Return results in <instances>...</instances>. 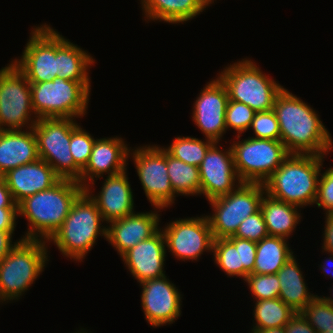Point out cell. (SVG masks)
<instances>
[{
    "instance_id": "obj_37",
    "label": "cell",
    "mask_w": 333,
    "mask_h": 333,
    "mask_svg": "<svg viewBox=\"0 0 333 333\" xmlns=\"http://www.w3.org/2000/svg\"><path fill=\"white\" fill-rule=\"evenodd\" d=\"M251 128L255 134L253 138L280 140L279 123L273 109L256 112Z\"/></svg>"
},
{
    "instance_id": "obj_17",
    "label": "cell",
    "mask_w": 333,
    "mask_h": 333,
    "mask_svg": "<svg viewBox=\"0 0 333 333\" xmlns=\"http://www.w3.org/2000/svg\"><path fill=\"white\" fill-rule=\"evenodd\" d=\"M228 101L226 87L218 77L201 89L193 104L191 117L205 138L219 143L226 133L225 115Z\"/></svg>"
},
{
    "instance_id": "obj_22",
    "label": "cell",
    "mask_w": 333,
    "mask_h": 333,
    "mask_svg": "<svg viewBox=\"0 0 333 333\" xmlns=\"http://www.w3.org/2000/svg\"><path fill=\"white\" fill-rule=\"evenodd\" d=\"M2 177L17 205L26 197L51 188L61 179L53 168L40 158L9 170Z\"/></svg>"
},
{
    "instance_id": "obj_32",
    "label": "cell",
    "mask_w": 333,
    "mask_h": 333,
    "mask_svg": "<svg viewBox=\"0 0 333 333\" xmlns=\"http://www.w3.org/2000/svg\"><path fill=\"white\" fill-rule=\"evenodd\" d=\"M214 262L228 277H240L239 238H218L213 241Z\"/></svg>"
},
{
    "instance_id": "obj_30",
    "label": "cell",
    "mask_w": 333,
    "mask_h": 333,
    "mask_svg": "<svg viewBox=\"0 0 333 333\" xmlns=\"http://www.w3.org/2000/svg\"><path fill=\"white\" fill-rule=\"evenodd\" d=\"M253 317L256 320L252 330L284 327L297 313L279 297L255 301Z\"/></svg>"
},
{
    "instance_id": "obj_7",
    "label": "cell",
    "mask_w": 333,
    "mask_h": 333,
    "mask_svg": "<svg viewBox=\"0 0 333 333\" xmlns=\"http://www.w3.org/2000/svg\"><path fill=\"white\" fill-rule=\"evenodd\" d=\"M30 87L35 119H75L87 112L91 90L81 82L56 77L48 82L30 83Z\"/></svg>"
},
{
    "instance_id": "obj_26",
    "label": "cell",
    "mask_w": 333,
    "mask_h": 333,
    "mask_svg": "<svg viewBox=\"0 0 333 333\" xmlns=\"http://www.w3.org/2000/svg\"><path fill=\"white\" fill-rule=\"evenodd\" d=\"M298 208L300 207L274 199L265 193L261 200L260 210L269 236L289 239L302 218Z\"/></svg>"
},
{
    "instance_id": "obj_43",
    "label": "cell",
    "mask_w": 333,
    "mask_h": 333,
    "mask_svg": "<svg viewBox=\"0 0 333 333\" xmlns=\"http://www.w3.org/2000/svg\"><path fill=\"white\" fill-rule=\"evenodd\" d=\"M325 227L322 249L333 254V214H325Z\"/></svg>"
},
{
    "instance_id": "obj_27",
    "label": "cell",
    "mask_w": 333,
    "mask_h": 333,
    "mask_svg": "<svg viewBox=\"0 0 333 333\" xmlns=\"http://www.w3.org/2000/svg\"><path fill=\"white\" fill-rule=\"evenodd\" d=\"M294 255L276 273L280 282L279 298L297 313L316 295L310 293Z\"/></svg>"
},
{
    "instance_id": "obj_4",
    "label": "cell",
    "mask_w": 333,
    "mask_h": 333,
    "mask_svg": "<svg viewBox=\"0 0 333 333\" xmlns=\"http://www.w3.org/2000/svg\"><path fill=\"white\" fill-rule=\"evenodd\" d=\"M101 222L104 220L96 202L84 190L47 243L53 242L65 257L80 262L92 249L99 234L107 239V226H101Z\"/></svg>"
},
{
    "instance_id": "obj_18",
    "label": "cell",
    "mask_w": 333,
    "mask_h": 333,
    "mask_svg": "<svg viewBox=\"0 0 333 333\" xmlns=\"http://www.w3.org/2000/svg\"><path fill=\"white\" fill-rule=\"evenodd\" d=\"M130 148L121 137L96 139L87 165L78 180L80 185L84 189L91 188L90 185L95 184V177L98 179L106 173L110 176L127 170Z\"/></svg>"
},
{
    "instance_id": "obj_36",
    "label": "cell",
    "mask_w": 333,
    "mask_h": 333,
    "mask_svg": "<svg viewBox=\"0 0 333 333\" xmlns=\"http://www.w3.org/2000/svg\"><path fill=\"white\" fill-rule=\"evenodd\" d=\"M244 281L255 300L275 299L279 297L280 282L277 274H249Z\"/></svg>"
},
{
    "instance_id": "obj_12",
    "label": "cell",
    "mask_w": 333,
    "mask_h": 333,
    "mask_svg": "<svg viewBox=\"0 0 333 333\" xmlns=\"http://www.w3.org/2000/svg\"><path fill=\"white\" fill-rule=\"evenodd\" d=\"M130 156L151 205L161 209L172 206L177 195L170 184L164 147L146 145L134 148L129 152Z\"/></svg>"
},
{
    "instance_id": "obj_14",
    "label": "cell",
    "mask_w": 333,
    "mask_h": 333,
    "mask_svg": "<svg viewBox=\"0 0 333 333\" xmlns=\"http://www.w3.org/2000/svg\"><path fill=\"white\" fill-rule=\"evenodd\" d=\"M166 247L178 260H198L203 252H212L213 235L207 215L174 220L161 229Z\"/></svg>"
},
{
    "instance_id": "obj_46",
    "label": "cell",
    "mask_w": 333,
    "mask_h": 333,
    "mask_svg": "<svg viewBox=\"0 0 333 333\" xmlns=\"http://www.w3.org/2000/svg\"><path fill=\"white\" fill-rule=\"evenodd\" d=\"M251 333H286L284 327H274L271 329L251 330Z\"/></svg>"
},
{
    "instance_id": "obj_34",
    "label": "cell",
    "mask_w": 333,
    "mask_h": 333,
    "mask_svg": "<svg viewBox=\"0 0 333 333\" xmlns=\"http://www.w3.org/2000/svg\"><path fill=\"white\" fill-rule=\"evenodd\" d=\"M300 313L317 333L333 332V306L322 296L316 295Z\"/></svg>"
},
{
    "instance_id": "obj_45",
    "label": "cell",
    "mask_w": 333,
    "mask_h": 333,
    "mask_svg": "<svg viewBox=\"0 0 333 333\" xmlns=\"http://www.w3.org/2000/svg\"><path fill=\"white\" fill-rule=\"evenodd\" d=\"M0 208H18L3 177H0Z\"/></svg>"
},
{
    "instance_id": "obj_50",
    "label": "cell",
    "mask_w": 333,
    "mask_h": 333,
    "mask_svg": "<svg viewBox=\"0 0 333 333\" xmlns=\"http://www.w3.org/2000/svg\"><path fill=\"white\" fill-rule=\"evenodd\" d=\"M82 331V332H81ZM76 333H87L84 329H81L80 331L76 332Z\"/></svg>"
},
{
    "instance_id": "obj_35",
    "label": "cell",
    "mask_w": 333,
    "mask_h": 333,
    "mask_svg": "<svg viewBox=\"0 0 333 333\" xmlns=\"http://www.w3.org/2000/svg\"><path fill=\"white\" fill-rule=\"evenodd\" d=\"M255 111L242 102L229 100L226 107L225 124L226 128L237 131V140L240 134L249 130L254 119Z\"/></svg>"
},
{
    "instance_id": "obj_21",
    "label": "cell",
    "mask_w": 333,
    "mask_h": 333,
    "mask_svg": "<svg viewBox=\"0 0 333 333\" xmlns=\"http://www.w3.org/2000/svg\"><path fill=\"white\" fill-rule=\"evenodd\" d=\"M126 173L127 171L124 170L118 174L106 176L98 195L94 196L89 187L85 188V191L96 202L98 210L107 224L135 212L133 192Z\"/></svg>"
},
{
    "instance_id": "obj_48",
    "label": "cell",
    "mask_w": 333,
    "mask_h": 333,
    "mask_svg": "<svg viewBox=\"0 0 333 333\" xmlns=\"http://www.w3.org/2000/svg\"><path fill=\"white\" fill-rule=\"evenodd\" d=\"M332 292H333V289H332ZM333 294V293H332ZM325 301H327L330 305L333 306V299L331 297H322Z\"/></svg>"
},
{
    "instance_id": "obj_49",
    "label": "cell",
    "mask_w": 333,
    "mask_h": 333,
    "mask_svg": "<svg viewBox=\"0 0 333 333\" xmlns=\"http://www.w3.org/2000/svg\"><path fill=\"white\" fill-rule=\"evenodd\" d=\"M208 6L209 4H212V2L214 3V0H203Z\"/></svg>"
},
{
    "instance_id": "obj_20",
    "label": "cell",
    "mask_w": 333,
    "mask_h": 333,
    "mask_svg": "<svg viewBox=\"0 0 333 333\" xmlns=\"http://www.w3.org/2000/svg\"><path fill=\"white\" fill-rule=\"evenodd\" d=\"M157 209L161 210L154 207L155 211H150L151 213L133 212L122 219L110 222L106 240L115 247L120 256L160 229L158 226L160 214L156 211Z\"/></svg>"
},
{
    "instance_id": "obj_1",
    "label": "cell",
    "mask_w": 333,
    "mask_h": 333,
    "mask_svg": "<svg viewBox=\"0 0 333 333\" xmlns=\"http://www.w3.org/2000/svg\"><path fill=\"white\" fill-rule=\"evenodd\" d=\"M273 111L279 123L280 141L290 154L326 156L330 152L333 142L329 131L317 112L299 97L283 88Z\"/></svg>"
},
{
    "instance_id": "obj_40",
    "label": "cell",
    "mask_w": 333,
    "mask_h": 333,
    "mask_svg": "<svg viewBox=\"0 0 333 333\" xmlns=\"http://www.w3.org/2000/svg\"><path fill=\"white\" fill-rule=\"evenodd\" d=\"M256 257V242L239 238L240 277L245 279L253 273Z\"/></svg>"
},
{
    "instance_id": "obj_19",
    "label": "cell",
    "mask_w": 333,
    "mask_h": 333,
    "mask_svg": "<svg viewBox=\"0 0 333 333\" xmlns=\"http://www.w3.org/2000/svg\"><path fill=\"white\" fill-rule=\"evenodd\" d=\"M165 246V237L160 228L154 235L138 243L120 258L139 283L161 278L165 276L164 263L167 252Z\"/></svg>"
},
{
    "instance_id": "obj_42",
    "label": "cell",
    "mask_w": 333,
    "mask_h": 333,
    "mask_svg": "<svg viewBox=\"0 0 333 333\" xmlns=\"http://www.w3.org/2000/svg\"><path fill=\"white\" fill-rule=\"evenodd\" d=\"M18 208H0V231H15Z\"/></svg>"
},
{
    "instance_id": "obj_41",
    "label": "cell",
    "mask_w": 333,
    "mask_h": 333,
    "mask_svg": "<svg viewBox=\"0 0 333 333\" xmlns=\"http://www.w3.org/2000/svg\"><path fill=\"white\" fill-rule=\"evenodd\" d=\"M284 329L286 333H317L300 312L291 318Z\"/></svg>"
},
{
    "instance_id": "obj_31",
    "label": "cell",
    "mask_w": 333,
    "mask_h": 333,
    "mask_svg": "<svg viewBox=\"0 0 333 333\" xmlns=\"http://www.w3.org/2000/svg\"><path fill=\"white\" fill-rule=\"evenodd\" d=\"M205 141L191 136H178L175 137L169 147H164V149L174 158L199 167L207 150L214 143L213 140L208 138Z\"/></svg>"
},
{
    "instance_id": "obj_3",
    "label": "cell",
    "mask_w": 333,
    "mask_h": 333,
    "mask_svg": "<svg viewBox=\"0 0 333 333\" xmlns=\"http://www.w3.org/2000/svg\"><path fill=\"white\" fill-rule=\"evenodd\" d=\"M324 156L290 154L264 183L266 193L302 208L313 205Z\"/></svg>"
},
{
    "instance_id": "obj_6",
    "label": "cell",
    "mask_w": 333,
    "mask_h": 333,
    "mask_svg": "<svg viewBox=\"0 0 333 333\" xmlns=\"http://www.w3.org/2000/svg\"><path fill=\"white\" fill-rule=\"evenodd\" d=\"M225 85L229 100L242 102L255 112L273 109L277 95L284 88L250 58L224 68L217 76Z\"/></svg>"
},
{
    "instance_id": "obj_16",
    "label": "cell",
    "mask_w": 333,
    "mask_h": 333,
    "mask_svg": "<svg viewBox=\"0 0 333 333\" xmlns=\"http://www.w3.org/2000/svg\"><path fill=\"white\" fill-rule=\"evenodd\" d=\"M141 306L152 327L172 324L181 315V294L166 275L140 283Z\"/></svg>"
},
{
    "instance_id": "obj_38",
    "label": "cell",
    "mask_w": 333,
    "mask_h": 333,
    "mask_svg": "<svg viewBox=\"0 0 333 333\" xmlns=\"http://www.w3.org/2000/svg\"><path fill=\"white\" fill-rule=\"evenodd\" d=\"M269 236L261 210L245 218L233 235L253 242H259L261 239Z\"/></svg>"
},
{
    "instance_id": "obj_9",
    "label": "cell",
    "mask_w": 333,
    "mask_h": 333,
    "mask_svg": "<svg viewBox=\"0 0 333 333\" xmlns=\"http://www.w3.org/2000/svg\"><path fill=\"white\" fill-rule=\"evenodd\" d=\"M266 193L264 184L241 183L227 195L209 201L214 213L208 221L214 239L233 236L239 224L260 209Z\"/></svg>"
},
{
    "instance_id": "obj_33",
    "label": "cell",
    "mask_w": 333,
    "mask_h": 333,
    "mask_svg": "<svg viewBox=\"0 0 333 333\" xmlns=\"http://www.w3.org/2000/svg\"><path fill=\"white\" fill-rule=\"evenodd\" d=\"M95 140L79 124L71 131L69 148L74 159V180L76 181L80 179L81 172L87 165Z\"/></svg>"
},
{
    "instance_id": "obj_44",
    "label": "cell",
    "mask_w": 333,
    "mask_h": 333,
    "mask_svg": "<svg viewBox=\"0 0 333 333\" xmlns=\"http://www.w3.org/2000/svg\"><path fill=\"white\" fill-rule=\"evenodd\" d=\"M14 231H0V262L8 255V253L17 245L19 241L24 240L22 237L12 244V234Z\"/></svg>"
},
{
    "instance_id": "obj_11",
    "label": "cell",
    "mask_w": 333,
    "mask_h": 333,
    "mask_svg": "<svg viewBox=\"0 0 333 333\" xmlns=\"http://www.w3.org/2000/svg\"><path fill=\"white\" fill-rule=\"evenodd\" d=\"M73 118H40L33 126L39 158L46 161L61 179L74 180V159L70 152Z\"/></svg>"
},
{
    "instance_id": "obj_47",
    "label": "cell",
    "mask_w": 333,
    "mask_h": 333,
    "mask_svg": "<svg viewBox=\"0 0 333 333\" xmlns=\"http://www.w3.org/2000/svg\"><path fill=\"white\" fill-rule=\"evenodd\" d=\"M329 254H330V257L328 259H326V261H325L327 264L326 263H324L323 265L320 264L319 267L324 272L323 274L327 275V274H330V272H331V274H330V276H331V275H333L332 274L333 271H329V273H328L329 268L326 267V266H329V264H330L329 262H331V264L333 263V254L332 253H329Z\"/></svg>"
},
{
    "instance_id": "obj_24",
    "label": "cell",
    "mask_w": 333,
    "mask_h": 333,
    "mask_svg": "<svg viewBox=\"0 0 333 333\" xmlns=\"http://www.w3.org/2000/svg\"><path fill=\"white\" fill-rule=\"evenodd\" d=\"M57 77L78 81L91 89L88 69L94 65V58L79 46L65 39L56 30Z\"/></svg>"
},
{
    "instance_id": "obj_2",
    "label": "cell",
    "mask_w": 333,
    "mask_h": 333,
    "mask_svg": "<svg viewBox=\"0 0 333 333\" xmlns=\"http://www.w3.org/2000/svg\"><path fill=\"white\" fill-rule=\"evenodd\" d=\"M84 190L76 180L60 179L51 188L22 200L18 204V216H24L29 224L23 239L47 242L63 224L72 204Z\"/></svg>"
},
{
    "instance_id": "obj_10",
    "label": "cell",
    "mask_w": 333,
    "mask_h": 333,
    "mask_svg": "<svg viewBox=\"0 0 333 333\" xmlns=\"http://www.w3.org/2000/svg\"><path fill=\"white\" fill-rule=\"evenodd\" d=\"M32 114L30 83L11 62L0 69V130L32 129L38 120Z\"/></svg>"
},
{
    "instance_id": "obj_23",
    "label": "cell",
    "mask_w": 333,
    "mask_h": 333,
    "mask_svg": "<svg viewBox=\"0 0 333 333\" xmlns=\"http://www.w3.org/2000/svg\"><path fill=\"white\" fill-rule=\"evenodd\" d=\"M39 159L33 128L0 130V177L9 170Z\"/></svg>"
},
{
    "instance_id": "obj_29",
    "label": "cell",
    "mask_w": 333,
    "mask_h": 333,
    "mask_svg": "<svg viewBox=\"0 0 333 333\" xmlns=\"http://www.w3.org/2000/svg\"><path fill=\"white\" fill-rule=\"evenodd\" d=\"M167 172L177 195H201L199 167L174 158L166 151Z\"/></svg>"
},
{
    "instance_id": "obj_13",
    "label": "cell",
    "mask_w": 333,
    "mask_h": 333,
    "mask_svg": "<svg viewBox=\"0 0 333 333\" xmlns=\"http://www.w3.org/2000/svg\"><path fill=\"white\" fill-rule=\"evenodd\" d=\"M21 59L12 63L29 83L48 82L57 77L56 31L46 23L31 30Z\"/></svg>"
},
{
    "instance_id": "obj_25",
    "label": "cell",
    "mask_w": 333,
    "mask_h": 333,
    "mask_svg": "<svg viewBox=\"0 0 333 333\" xmlns=\"http://www.w3.org/2000/svg\"><path fill=\"white\" fill-rule=\"evenodd\" d=\"M141 3L146 20L171 24H183L208 7L203 0H141Z\"/></svg>"
},
{
    "instance_id": "obj_8",
    "label": "cell",
    "mask_w": 333,
    "mask_h": 333,
    "mask_svg": "<svg viewBox=\"0 0 333 333\" xmlns=\"http://www.w3.org/2000/svg\"><path fill=\"white\" fill-rule=\"evenodd\" d=\"M236 173L242 183L264 184L290 155L280 140L248 137L231 145Z\"/></svg>"
},
{
    "instance_id": "obj_28",
    "label": "cell",
    "mask_w": 333,
    "mask_h": 333,
    "mask_svg": "<svg viewBox=\"0 0 333 333\" xmlns=\"http://www.w3.org/2000/svg\"><path fill=\"white\" fill-rule=\"evenodd\" d=\"M288 239L267 236L256 243L254 274H276L293 255Z\"/></svg>"
},
{
    "instance_id": "obj_39",
    "label": "cell",
    "mask_w": 333,
    "mask_h": 333,
    "mask_svg": "<svg viewBox=\"0 0 333 333\" xmlns=\"http://www.w3.org/2000/svg\"><path fill=\"white\" fill-rule=\"evenodd\" d=\"M322 207L326 213L333 214V167L320 174L318 180L317 197L315 203Z\"/></svg>"
},
{
    "instance_id": "obj_5",
    "label": "cell",
    "mask_w": 333,
    "mask_h": 333,
    "mask_svg": "<svg viewBox=\"0 0 333 333\" xmlns=\"http://www.w3.org/2000/svg\"><path fill=\"white\" fill-rule=\"evenodd\" d=\"M43 240H22L0 262V302L13 301L35 282L48 263Z\"/></svg>"
},
{
    "instance_id": "obj_15",
    "label": "cell",
    "mask_w": 333,
    "mask_h": 333,
    "mask_svg": "<svg viewBox=\"0 0 333 333\" xmlns=\"http://www.w3.org/2000/svg\"><path fill=\"white\" fill-rule=\"evenodd\" d=\"M217 145L214 142L209 147L199 165L201 194L208 201L229 194L242 183L236 173L231 146L220 150Z\"/></svg>"
}]
</instances>
